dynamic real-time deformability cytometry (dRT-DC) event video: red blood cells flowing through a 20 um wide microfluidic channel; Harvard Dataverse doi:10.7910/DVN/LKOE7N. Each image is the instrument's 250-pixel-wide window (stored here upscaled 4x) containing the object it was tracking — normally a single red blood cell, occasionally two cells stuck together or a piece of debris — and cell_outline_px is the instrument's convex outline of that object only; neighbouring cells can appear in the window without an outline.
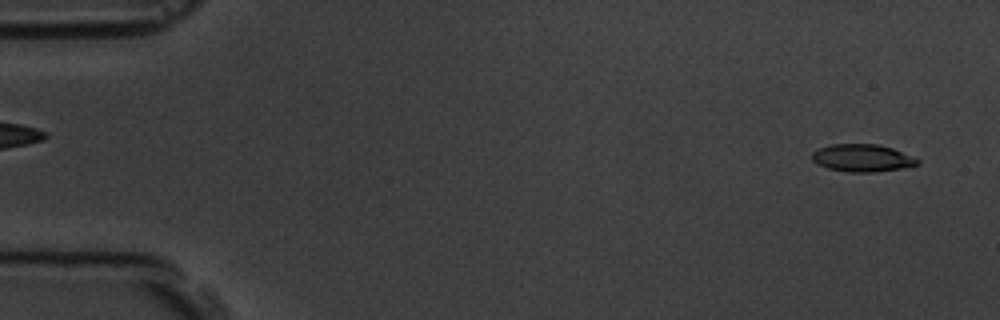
{"species": "common noctule bat (a hibernating species)", "species_latin": "Nyctalus noctula", "temperature_condition": "room temperature", "stored_images_in_passage": 2, "camera_frame_rate_fps": 3000, "um_per_image_px": 0.085, "animal": {"sex": "male", "body_mass_g": 19.5, "forearm_length_mm": 54.6}, "frame": {"image": 1, "passage_image": 2, "time_ms": 1.0, "image_size_px": [1000, 320], "cell_outline_px": [[920, 164], [904, 168], [872, 172], [848, 172], [828, 168], [816, 164], [812, 160], [812, 152], [820, 148], [832, 144], [876, 144], [892, 148], [912, 156], [920, 160]], "centroid_in_image_um": [73.3, 13.43], "position_along_channel_um": 11.7, "area_um2": 16.88}}